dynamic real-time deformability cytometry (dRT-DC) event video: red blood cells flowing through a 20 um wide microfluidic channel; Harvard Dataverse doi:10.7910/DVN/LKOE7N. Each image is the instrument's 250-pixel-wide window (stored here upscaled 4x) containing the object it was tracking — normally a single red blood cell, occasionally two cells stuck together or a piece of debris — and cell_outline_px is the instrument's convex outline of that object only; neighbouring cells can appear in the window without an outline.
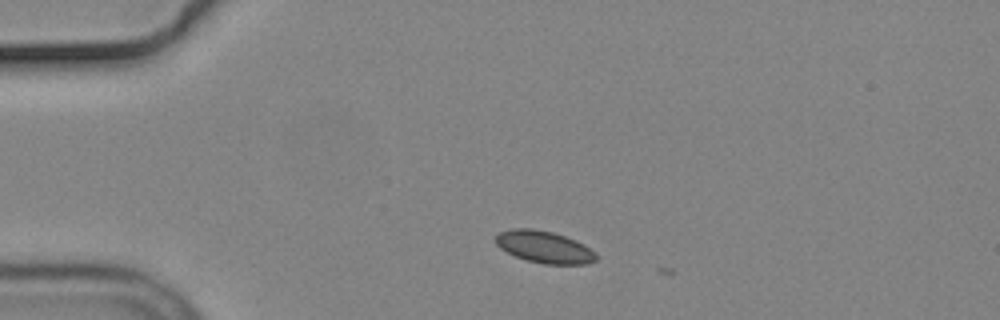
{"species": "common noctule bat (a hibernating species)", "species_latin": "Nyctalus noctula", "temperature_condition": "cold", "stored_images_in_passage": 2, "camera_frame_rate_fps": 3000, "um_per_image_px": 0.085, "animal": {"sex": "male", "body_mass_g": 19.2, "forearm_length_mm": 51.8}, "frame": {"image": 1, "passage_image": 1, "time_ms": 0.0, "image_size_px": [1000, 320], "cell_outline_px": [[596, 260], [588, 264], [544, 264], [528, 260], [516, 256], [500, 248], [496, 244], [496, 236], [500, 232], [512, 228], [532, 228], [552, 232], [576, 240], [584, 244], [596, 252]], "centroid_in_image_um": [46.29, 20.99], "position_along_channel_um": 38.7, "area_um2": 18.67}}